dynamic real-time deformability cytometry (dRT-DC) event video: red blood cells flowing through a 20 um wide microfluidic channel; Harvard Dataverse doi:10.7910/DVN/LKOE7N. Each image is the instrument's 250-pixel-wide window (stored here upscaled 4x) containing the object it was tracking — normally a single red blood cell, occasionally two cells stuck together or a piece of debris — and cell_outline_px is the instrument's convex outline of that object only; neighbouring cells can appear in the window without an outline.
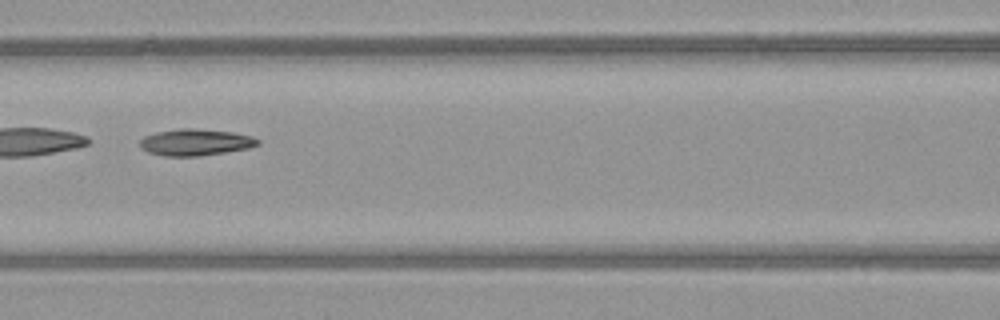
{"species": "common noctule bat (a hibernating species)", "species_latin": "Nyctalus noctula", "temperature_condition": "warm", "stored_images_in_passage": 36, "camera_frame_rate_fps": 3000, "um_per_image_px": 0.085, "animal": {"sex": "female", "body_mass_g": 21.9}, "frame": {"image": 1, "passage_image": 11, "time_ms": 3.333, "image_size_px": [1000, 320], "cell_outline_px": [[260, 144], [248, 148], [200, 156], [164, 156], [148, 152], [140, 148], [140, 140], [144, 136], [156, 132], [180, 128], [196, 128], [232, 132], [252, 136], [260, 140]], "centroid_in_image_um": [16.6, 12.09], "position_along_channel_um": 150.0, "area_um2": 18.32}}
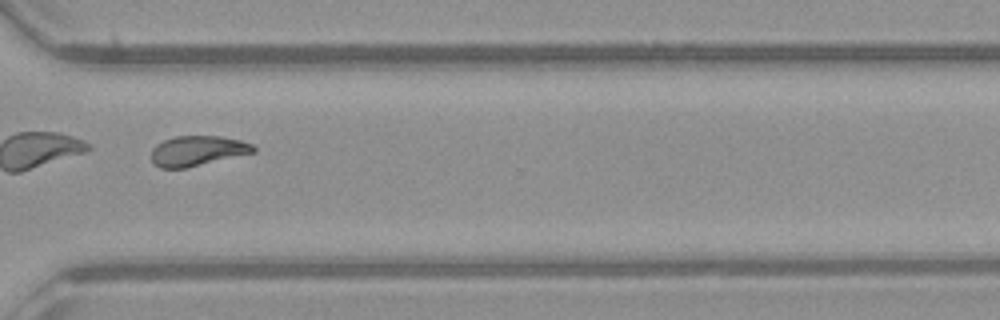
{"frame": {"image": 2, "passage_image": 26, "time_ms": 8.333, "image_size_px": [1000, 320], "cell_outline_px": [[256, 152], [188, 168], [160, 168], [152, 164], [152, 148], [156, 144], [164, 140], [176, 136], [220, 136], [240, 140], [252, 144], [256, 148]], "centroid_in_image_um": [16.78, 12.83], "position_along_channel_um": 353.8, "area_um2": 18.09}}